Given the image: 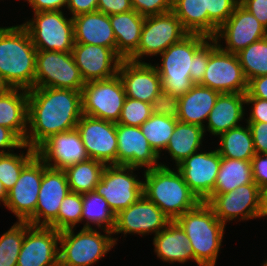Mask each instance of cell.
<instances>
[{"label":"cell","instance_id":"cell-3","mask_svg":"<svg viewBox=\"0 0 267 266\" xmlns=\"http://www.w3.org/2000/svg\"><path fill=\"white\" fill-rule=\"evenodd\" d=\"M166 164L143 171V195L174 221L201 201L190 190L181 172Z\"/></svg>","mask_w":267,"mask_h":266},{"label":"cell","instance_id":"cell-13","mask_svg":"<svg viewBox=\"0 0 267 266\" xmlns=\"http://www.w3.org/2000/svg\"><path fill=\"white\" fill-rule=\"evenodd\" d=\"M43 177V160L36 155L21 171L8 191L4 207L11 211L17 221H27L35 226V209Z\"/></svg>","mask_w":267,"mask_h":266},{"label":"cell","instance_id":"cell-45","mask_svg":"<svg viewBox=\"0 0 267 266\" xmlns=\"http://www.w3.org/2000/svg\"><path fill=\"white\" fill-rule=\"evenodd\" d=\"M133 10L142 16H152L172 11V0H131Z\"/></svg>","mask_w":267,"mask_h":266},{"label":"cell","instance_id":"cell-22","mask_svg":"<svg viewBox=\"0 0 267 266\" xmlns=\"http://www.w3.org/2000/svg\"><path fill=\"white\" fill-rule=\"evenodd\" d=\"M72 55L85 83L116 76L122 61L111 48L100 45L75 43Z\"/></svg>","mask_w":267,"mask_h":266},{"label":"cell","instance_id":"cell-33","mask_svg":"<svg viewBox=\"0 0 267 266\" xmlns=\"http://www.w3.org/2000/svg\"><path fill=\"white\" fill-rule=\"evenodd\" d=\"M252 182L251 161L221 157V164L212 194H224Z\"/></svg>","mask_w":267,"mask_h":266},{"label":"cell","instance_id":"cell-59","mask_svg":"<svg viewBox=\"0 0 267 266\" xmlns=\"http://www.w3.org/2000/svg\"><path fill=\"white\" fill-rule=\"evenodd\" d=\"M261 266H267V259L261 263Z\"/></svg>","mask_w":267,"mask_h":266},{"label":"cell","instance_id":"cell-4","mask_svg":"<svg viewBox=\"0 0 267 266\" xmlns=\"http://www.w3.org/2000/svg\"><path fill=\"white\" fill-rule=\"evenodd\" d=\"M186 233L197 266H216L226 226L206 202L175 220Z\"/></svg>","mask_w":267,"mask_h":266},{"label":"cell","instance_id":"cell-38","mask_svg":"<svg viewBox=\"0 0 267 266\" xmlns=\"http://www.w3.org/2000/svg\"><path fill=\"white\" fill-rule=\"evenodd\" d=\"M244 76L251 79L267 74V36L237 53Z\"/></svg>","mask_w":267,"mask_h":266},{"label":"cell","instance_id":"cell-11","mask_svg":"<svg viewBox=\"0 0 267 266\" xmlns=\"http://www.w3.org/2000/svg\"><path fill=\"white\" fill-rule=\"evenodd\" d=\"M84 85L72 52L37 50L34 87L82 91Z\"/></svg>","mask_w":267,"mask_h":266},{"label":"cell","instance_id":"cell-42","mask_svg":"<svg viewBox=\"0 0 267 266\" xmlns=\"http://www.w3.org/2000/svg\"><path fill=\"white\" fill-rule=\"evenodd\" d=\"M208 13V37L213 38L218 28L232 15L239 0H204Z\"/></svg>","mask_w":267,"mask_h":266},{"label":"cell","instance_id":"cell-16","mask_svg":"<svg viewBox=\"0 0 267 266\" xmlns=\"http://www.w3.org/2000/svg\"><path fill=\"white\" fill-rule=\"evenodd\" d=\"M88 158L117 165L116 123L82 114L76 126Z\"/></svg>","mask_w":267,"mask_h":266},{"label":"cell","instance_id":"cell-40","mask_svg":"<svg viewBox=\"0 0 267 266\" xmlns=\"http://www.w3.org/2000/svg\"><path fill=\"white\" fill-rule=\"evenodd\" d=\"M25 233L26 221H16L0 236V266H17Z\"/></svg>","mask_w":267,"mask_h":266},{"label":"cell","instance_id":"cell-30","mask_svg":"<svg viewBox=\"0 0 267 266\" xmlns=\"http://www.w3.org/2000/svg\"><path fill=\"white\" fill-rule=\"evenodd\" d=\"M109 17L116 38V54L121 59H128L139 46L145 16L131 10Z\"/></svg>","mask_w":267,"mask_h":266},{"label":"cell","instance_id":"cell-21","mask_svg":"<svg viewBox=\"0 0 267 266\" xmlns=\"http://www.w3.org/2000/svg\"><path fill=\"white\" fill-rule=\"evenodd\" d=\"M117 165L148 170L161 166L160 158L151 148L140 127L116 123Z\"/></svg>","mask_w":267,"mask_h":266},{"label":"cell","instance_id":"cell-46","mask_svg":"<svg viewBox=\"0 0 267 266\" xmlns=\"http://www.w3.org/2000/svg\"><path fill=\"white\" fill-rule=\"evenodd\" d=\"M209 60V40L194 54L192 69H190L191 81L200 84L204 78Z\"/></svg>","mask_w":267,"mask_h":266},{"label":"cell","instance_id":"cell-54","mask_svg":"<svg viewBox=\"0 0 267 266\" xmlns=\"http://www.w3.org/2000/svg\"><path fill=\"white\" fill-rule=\"evenodd\" d=\"M98 0H68L67 11L73 18L80 14L97 11Z\"/></svg>","mask_w":267,"mask_h":266},{"label":"cell","instance_id":"cell-28","mask_svg":"<svg viewBox=\"0 0 267 266\" xmlns=\"http://www.w3.org/2000/svg\"><path fill=\"white\" fill-rule=\"evenodd\" d=\"M0 125L11 129L25 141L28 128V90L6 88L0 92Z\"/></svg>","mask_w":267,"mask_h":266},{"label":"cell","instance_id":"cell-5","mask_svg":"<svg viewBox=\"0 0 267 266\" xmlns=\"http://www.w3.org/2000/svg\"><path fill=\"white\" fill-rule=\"evenodd\" d=\"M209 39L201 34H188L159 55L160 63L154 66L161 78L163 91L181 97L193 87L190 77L192 59Z\"/></svg>","mask_w":267,"mask_h":266},{"label":"cell","instance_id":"cell-6","mask_svg":"<svg viewBox=\"0 0 267 266\" xmlns=\"http://www.w3.org/2000/svg\"><path fill=\"white\" fill-rule=\"evenodd\" d=\"M76 228L60 231L59 266H92L117 245L118 237L103 229L101 234L97 228Z\"/></svg>","mask_w":267,"mask_h":266},{"label":"cell","instance_id":"cell-56","mask_svg":"<svg viewBox=\"0 0 267 266\" xmlns=\"http://www.w3.org/2000/svg\"><path fill=\"white\" fill-rule=\"evenodd\" d=\"M263 217L267 219V187L260 189L259 219Z\"/></svg>","mask_w":267,"mask_h":266},{"label":"cell","instance_id":"cell-26","mask_svg":"<svg viewBox=\"0 0 267 266\" xmlns=\"http://www.w3.org/2000/svg\"><path fill=\"white\" fill-rule=\"evenodd\" d=\"M75 43L100 45L116 53V38L110 24V17L95 11L72 18Z\"/></svg>","mask_w":267,"mask_h":266},{"label":"cell","instance_id":"cell-1","mask_svg":"<svg viewBox=\"0 0 267 266\" xmlns=\"http://www.w3.org/2000/svg\"><path fill=\"white\" fill-rule=\"evenodd\" d=\"M82 91L52 87L28 90V128L24 144L37 150L52 135L76 129Z\"/></svg>","mask_w":267,"mask_h":266},{"label":"cell","instance_id":"cell-23","mask_svg":"<svg viewBox=\"0 0 267 266\" xmlns=\"http://www.w3.org/2000/svg\"><path fill=\"white\" fill-rule=\"evenodd\" d=\"M118 75L123 83L126 97L151 104L162 91L159 73L150 62L122 59Z\"/></svg>","mask_w":267,"mask_h":266},{"label":"cell","instance_id":"cell-15","mask_svg":"<svg viewBox=\"0 0 267 266\" xmlns=\"http://www.w3.org/2000/svg\"><path fill=\"white\" fill-rule=\"evenodd\" d=\"M266 36L267 29L238 3L229 19L218 28L213 39L224 51L237 54L251 43Z\"/></svg>","mask_w":267,"mask_h":266},{"label":"cell","instance_id":"cell-57","mask_svg":"<svg viewBox=\"0 0 267 266\" xmlns=\"http://www.w3.org/2000/svg\"><path fill=\"white\" fill-rule=\"evenodd\" d=\"M7 196H8V192L4 188L3 183L0 181V204L2 202L3 206L6 203Z\"/></svg>","mask_w":267,"mask_h":266},{"label":"cell","instance_id":"cell-51","mask_svg":"<svg viewBox=\"0 0 267 266\" xmlns=\"http://www.w3.org/2000/svg\"><path fill=\"white\" fill-rule=\"evenodd\" d=\"M131 10H133L131 0H98L97 4V11L109 16Z\"/></svg>","mask_w":267,"mask_h":266},{"label":"cell","instance_id":"cell-55","mask_svg":"<svg viewBox=\"0 0 267 266\" xmlns=\"http://www.w3.org/2000/svg\"><path fill=\"white\" fill-rule=\"evenodd\" d=\"M247 92L252 97L267 100V74L251 79L248 82Z\"/></svg>","mask_w":267,"mask_h":266},{"label":"cell","instance_id":"cell-8","mask_svg":"<svg viewBox=\"0 0 267 266\" xmlns=\"http://www.w3.org/2000/svg\"><path fill=\"white\" fill-rule=\"evenodd\" d=\"M188 34L180 19L172 11L160 15L146 16L139 46L128 60L145 62L143 60L148 56L157 57Z\"/></svg>","mask_w":267,"mask_h":266},{"label":"cell","instance_id":"cell-19","mask_svg":"<svg viewBox=\"0 0 267 266\" xmlns=\"http://www.w3.org/2000/svg\"><path fill=\"white\" fill-rule=\"evenodd\" d=\"M59 238L60 231L26 221L17 266H59Z\"/></svg>","mask_w":267,"mask_h":266},{"label":"cell","instance_id":"cell-44","mask_svg":"<svg viewBox=\"0 0 267 266\" xmlns=\"http://www.w3.org/2000/svg\"><path fill=\"white\" fill-rule=\"evenodd\" d=\"M151 113L178 120L179 97L162 90L151 103Z\"/></svg>","mask_w":267,"mask_h":266},{"label":"cell","instance_id":"cell-41","mask_svg":"<svg viewBox=\"0 0 267 266\" xmlns=\"http://www.w3.org/2000/svg\"><path fill=\"white\" fill-rule=\"evenodd\" d=\"M82 209V194L70 191L59 208L58 231L76 228L81 223Z\"/></svg>","mask_w":267,"mask_h":266},{"label":"cell","instance_id":"cell-25","mask_svg":"<svg viewBox=\"0 0 267 266\" xmlns=\"http://www.w3.org/2000/svg\"><path fill=\"white\" fill-rule=\"evenodd\" d=\"M245 109V94H219L207 119L204 132L218 137L220 134L242 125L240 121L246 120Z\"/></svg>","mask_w":267,"mask_h":266},{"label":"cell","instance_id":"cell-20","mask_svg":"<svg viewBox=\"0 0 267 266\" xmlns=\"http://www.w3.org/2000/svg\"><path fill=\"white\" fill-rule=\"evenodd\" d=\"M220 164L221 156L215 147V150L191 154L176 168L190 190L201 202H205L213 193Z\"/></svg>","mask_w":267,"mask_h":266},{"label":"cell","instance_id":"cell-27","mask_svg":"<svg viewBox=\"0 0 267 266\" xmlns=\"http://www.w3.org/2000/svg\"><path fill=\"white\" fill-rule=\"evenodd\" d=\"M152 241L156 257L165 263L184 264L189 260L195 262L187 235L175 220L170 221Z\"/></svg>","mask_w":267,"mask_h":266},{"label":"cell","instance_id":"cell-43","mask_svg":"<svg viewBox=\"0 0 267 266\" xmlns=\"http://www.w3.org/2000/svg\"><path fill=\"white\" fill-rule=\"evenodd\" d=\"M151 115V104L126 97L117 123L140 127Z\"/></svg>","mask_w":267,"mask_h":266},{"label":"cell","instance_id":"cell-53","mask_svg":"<svg viewBox=\"0 0 267 266\" xmlns=\"http://www.w3.org/2000/svg\"><path fill=\"white\" fill-rule=\"evenodd\" d=\"M33 12L40 11H63L66 9L68 0H25Z\"/></svg>","mask_w":267,"mask_h":266},{"label":"cell","instance_id":"cell-29","mask_svg":"<svg viewBox=\"0 0 267 266\" xmlns=\"http://www.w3.org/2000/svg\"><path fill=\"white\" fill-rule=\"evenodd\" d=\"M219 92L200 84L193 87L179 97L178 121L205 127Z\"/></svg>","mask_w":267,"mask_h":266},{"label":"cell","instance_id":"cell-58","mask_svg":"<svg viewBox=\"0 0 267 266\" xmlns=\"http://www.w3.org/2000/svg\"><path fill=\"white\" fill-rule=\"evenodd\" d=\"M7 87L4 85L2 80L0 79V92L4 91Z\"/></svg>","mask_w":267,"mask_h":266},{"label":"cell","instance_id":"cell-14","mask_svg":"<svg viewBox=\"0 0 267 266\" xmlns=\"http://www.w3.org/2000/svg\"><path fill=\"white\" fill-rule=\"evenodd\" d=\"M225 226L230 221L259 218L260 188L253 181L224 194H212L205 201Z\"/></svg>","mask_w":267,"mask_h":266},{"label":"cell","instance_id":"cell-35","mask_svg":"<svg viewBox=\"0 0 267 266\" xmlns=\"http://www.w3.org/2000/svg\"><path fill=\"white\" fill-rule=\"evenodd\" d=\"M106 164L88 158L82 162L67 166L64 171L71 192L84 194L95 190L101 180Z\"/></svg>","mask_w":267,"mask_h":266},{"label":"cell","instance_id":"cell-10","mask_svg":"<svg viewBox=\"0 0 267 266\" xmlns=\"http://www.w3.org/2000/svg\"><path fill=\"white\" fill-rule=\"evenodd\" d=\"M200 85L220 94H245L248 90V82L237 54L224 51L213 38L209 39V60Z\"/></svg>","mask_w":267,"mask_h":266},{"label":"cell","instance_id":"cell-39","mask_svg":"<svg viewBox=\"0 0 267 266\" xmlns=\"http://www.w3.org/2000/svg\"><path fill=\"white\" fill-rule=\"evenodd\" d=\"M19 152L0 154V181L7 192L17 182L22 169L37 155V150L27 144L25 150Z\"/></svg>","mask_w":267,"mask_h":266},{"label":"cell","instance_id":"cell-7","mask_svg":"<svg viewBox=\"0 0 267 266\" xmlns=\"http://www.w3.org/2000/svg\"><path fill=\"white\" fill-rule=\"evenodd\" d=\"M33 14L22 25L29 32L37 50L72 52L75 44L72 17L66 16L64 11H40Z\"/></svg>","mask_w":267,"mask_h":266},{"label":"cell","instance_id":"cell-37","mask_svg":"<svg viewBox=\"0 0 267 266\" xmlns=\"http://www.w3.org/2000/svg\"><path fill=\"white\" fill-rule=\"evenodd\" d=\"M177 121V119L171 117L152 114L150 118L140 126L142 134L146 137L149 145L159 158H161L162 151H164L168 145Z\"/></svg>","mask_w":267,"mask_h":266},{"label":"cell","instance_id":"cell-9","mask_svg":"<svg viewBox=\"0 0 267 266\" xmlns=\"http://www.w3.org/2000/svg\"><path fill=\"white\" fill-rule=\"evenodd\" d=\"M136 170L140 169L127 165H106L95 187L94 191L108 202L115 214L128 208L143 195V180L134 174Z\"/></svg>","mask_w":267,"mask_h":266},{"label":"cell","instance_id":"cell-49","mask_svg":"<svg viewBox=\"0 0 267 266\" xmlns=\"http://www.w3.org/2000/svg\"><path fill=\"white\" fill-rule=\"evenodd\" d=\"M248 124L257 154H267V122H245Z\"/></svg>","mask_w":267,"mask_h":266},{"label":"cell","instance_id":"cell-32","mask_svg":"<svg viewBox=\"0 0 267 266\" xmlns=\"http://www.w3.org/2000/svg\"><path fill=\"white\" fill-rule=\"evenodd\" d=\"M218 139L220 143L216 149L221 157L251 161L256 154L247 123L220 134Z\"/></svg>","mask_w":267,"mask_h":266},{"label":"cell","instance_id":"cell-31","mask_svg":"<svg viewBox=\"0 0 267 266\" xmlns=\"http://www.w3.org/2000/svg\"><path fill=\"white\" fill-rule=\"evenodd\" d=\"M205 138L204 128L194 124L177 121L173 134L169 139L165 152L172 158L174 167L188 158L191 154L200 151Z\"/></svg>","mask_w":267,"mask_h":266},{"label":"cell","instance_id":"cell-2","mask_svg":"<svg viewBox=\"0 0 267 266\" xmlns=\"http://www.w3.org/2000/svg\"><path fill=\"white\" fill-rule=\"evenodd\" d=\"M37 49L22 24L0 27V79L7 88H34Z\"/></svg>","mask_w":267,"mask_h":266},{"label":"cell","instance_id":"cell-34","mask_svg":"<svg viewBox=\"0 0 267 266\" xmlns=\"http://www.w3.org/2000/svg\"><path fill=\"white\" fill-rule=\"evenodd\" d=\"M82 207L81 223L84 222L82 228L93 229L97 226L101 231L103 229L113 231L116 214L101 195L95 191L82 194Z\"/></svg>","mask_w":267,"mask_h":266},{"label":"cell","instance_id":"cell-36","mask_svg":"<svg viewBox=\"0 0 267 266\" xmlns=\"http://www.w3.org/2000/svg\"><path fill=\"white\" fill-rule=\"evenodd\" d=\"M172 12L189 34L208 37V13L204 0H172Z\"/></svg>","mask_w":267,"mask_h":266},{"label":"cell","instance_id":"cell-12","mask_svg":"<svg viewBox=\"0 0 267 266\" xmlns=\"http://www.w3.org/2000/svg\"><path fill=\"white\" fill-rule=\"evenodd\" d=\"M125 99L118 74L109 79L86 82L82 89V114L117 123Z\"/></svg>","mask_w":267,"mask_h":266},{"label":"cell","instance_id":"cell-50","mask_svg":"<svg viewBox=\"0 0 267 266\" xmlns=\"http://www.w3.org/2000/svg\"><path fill=\"white\" fill-rule=\"evenodd\" d=\"M253 181L260 189L267 187V154H255L251 160Z\"/></svg>","mask_w":267,"mask_h":266},{"label":"cell","instance_id":"cell-47","mask_svg":"<svg viewBox=\"0 0 267 266\" xmlns=\"http://www.w3.org/2000/svg\"><path fill=\"white\" fill-rule=\"evenodd\" d=\"M245 105L250 110L247 113L246 122H267V100L252 97L248 92L245 93Z\"/></svg>","mask_w":267,"mask_h":266},{"label":"cell","instance_id":"cell-24","mask_svg":"<svg viewBox=\"0 0 267 266\" xmlns=\"http://www.w3.org/2000/svg\"><path fill=\"white\" fill-rule=\"evenodd\" d=\"M37 155L55 169H65L88 159L77 129L52 135L37 149Z\"/></svg>","mask_w":267,"mask_h":266},{"label":"cell","instance_id":"cell-17","mask_svg":"<svg viewBox=\"0 0 267 266\" xmlns=\"http://www.w3.org/2000/svg\"><path fill=\"white\" fill-rule=\"evenodd\" d=\"M171 220L161 209L142 195L128 208L115 215V226L112 234L150 235L154 236L163 230ZM126 235V236H125Z\"/></svg>","mask_w":267,"mask_h":266},{"label":"cell","instance_id":"cell-52","mask_svg":"<svg viewBox=\"0 0 267 266\" xmlns=\"http://www.w3.org/2000/svg\"><path fill=\"white\" fill-rule=\"evenodd\" d=\"M239 3L267 29V0H239Z\"/></svg>","mask_w":267,"mask_h":266},{"label":"cell","instance_id":"cell-18","mask_svg":"<svg viewBox=\"0 0 267 266\" xmlns=\"http://www.w3.org/2000/svg\"><path fill=\"white\" fill-rule=\"evenodd\" d=\"M70 192L64 169L47 166L43 161V177L35 209V226L58 231V213L63 199Z\"/></svg>","mask_w":267,"mask_h":266},{"label":"cell","instance_id":"cell-48","mask_svg":"<svg viewBox=\"0 0 267 266\" xmlns=\"http://www.w3.org/2000/svg\"><path fill=\"white\" fill-rule=\"evenodd\" d=\"M25 149L23 141L9 128L0 125V154Z\"/></svg>","mask_w":267,"mask_h":266}]
</instances>
